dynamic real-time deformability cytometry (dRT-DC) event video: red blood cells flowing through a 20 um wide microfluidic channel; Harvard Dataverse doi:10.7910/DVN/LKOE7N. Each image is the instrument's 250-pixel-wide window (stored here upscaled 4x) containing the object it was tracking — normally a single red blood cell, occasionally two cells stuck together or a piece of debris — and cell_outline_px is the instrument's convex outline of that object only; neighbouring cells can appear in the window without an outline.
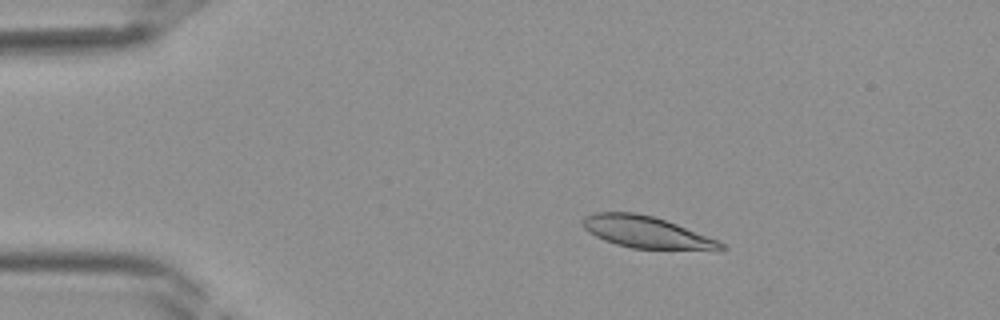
{"species": "Egyptian fruit bat (a non-hibernating species)", "species_latin": "Rousettus aegyptiacus", "temperature_condition": "room temperature", "stored_images_in_passage": 40, "camera_frame_rate_fps": 3000, "um_per_image_px": 0.085, "frame": {"image": 1, "passage_image": 7, "time_ms": 2.0, "image_size_px": [1000, 320], "cell_outline_px": [[728, 248], [632, 248], [616, 244], [604, 240], [588, 232], [580, 224], [580, 220], [584, 216], [596, 212], [636, 212], [652, 216], [676, 224], [720, 240]], "centroid_in_image_um": [54.82, 19.69], "position_along_channel_um": 30.2, "area_um2": 25.03}}
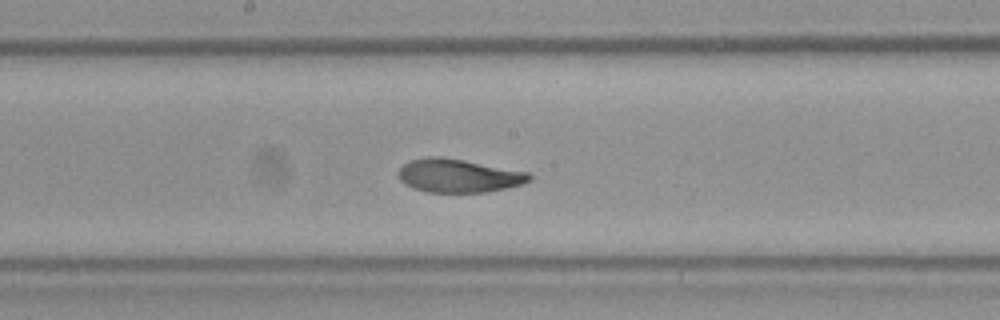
{"frame": {"image": 2, "passage_image": 21, "time_ms": 6.667, "image_size_px": [1000, 320], "cell_outline_px": [[532, 180], [524, 184], [488, 192], [428, 192], [412, 188], [404, 184], [400, 180], [400, 168], [408, 160], [428, 156], [440, 156], [464, 160], [528, 172], [532, 176]], "centroid_in_image_um": [38.99, 14.93], "position_along_channel_um": 209.2, "area_um2": 25.61}}
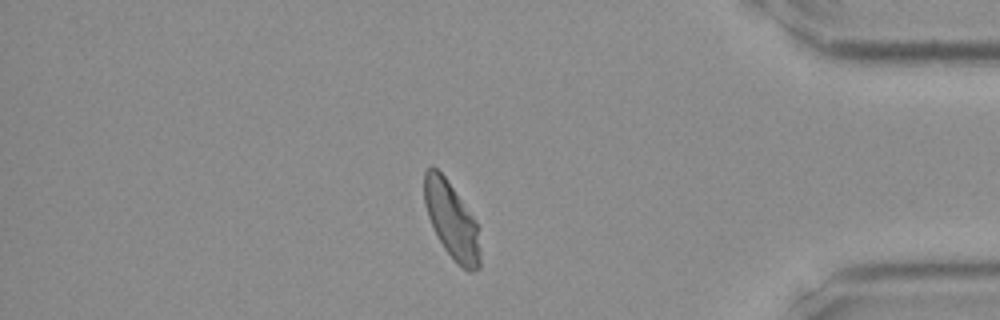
{"frame": {"image": 3, "passage_image": 34, "time_ms": 11.0, "image_size_px": [1000, 320], "cell_outline_px": [[480, 268], [472, 272], [468, 272], [444, 248], [436, 236], [428, 216], [424, 204], [424, 172], [432, 164], [444, 176], [476, 220], [480, 252]], "centroid_in_image_um": [38.37, 18.72], "position_along_channel_um": 396.8, "area_um2": 24.62}}